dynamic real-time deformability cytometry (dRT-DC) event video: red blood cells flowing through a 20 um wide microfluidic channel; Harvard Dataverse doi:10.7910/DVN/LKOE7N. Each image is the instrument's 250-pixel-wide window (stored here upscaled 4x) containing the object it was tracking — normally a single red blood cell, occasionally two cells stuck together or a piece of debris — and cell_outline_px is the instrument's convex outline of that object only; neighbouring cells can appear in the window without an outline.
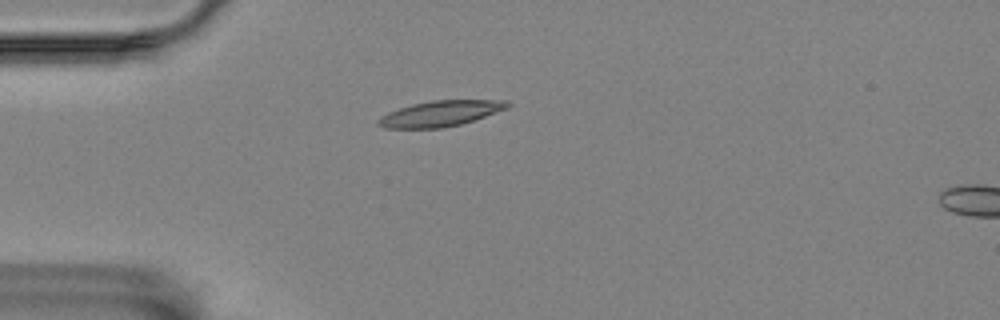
{"species": "Egyptian fruit bat (a non-hibernating species)", "species_latin": "Rousettus aegyptiacus", "temperature_condition": "room temperature", "stored_images_in_passage": 6, "camera_frame_rate_fps": 3000, "um_per_image_px": 0.085, "animal": {"sex": "female"}, "frame": {"image": 1, "passage_image": 5, "time_ms": 5.0, "image_size_px": [1000, 320], "cell_outline_px": [[512, 104], [508, 108], [460, 124], [444, 128], [384, 128], [376, 124], [376, 120], [380, 116], [388, 112], [412, 104], [432, 100], [508, 100]], "centroid_in_image_um": [37.41, 9.65], "position_along_channel_um": 47.6, "area_um2": 19.31}}